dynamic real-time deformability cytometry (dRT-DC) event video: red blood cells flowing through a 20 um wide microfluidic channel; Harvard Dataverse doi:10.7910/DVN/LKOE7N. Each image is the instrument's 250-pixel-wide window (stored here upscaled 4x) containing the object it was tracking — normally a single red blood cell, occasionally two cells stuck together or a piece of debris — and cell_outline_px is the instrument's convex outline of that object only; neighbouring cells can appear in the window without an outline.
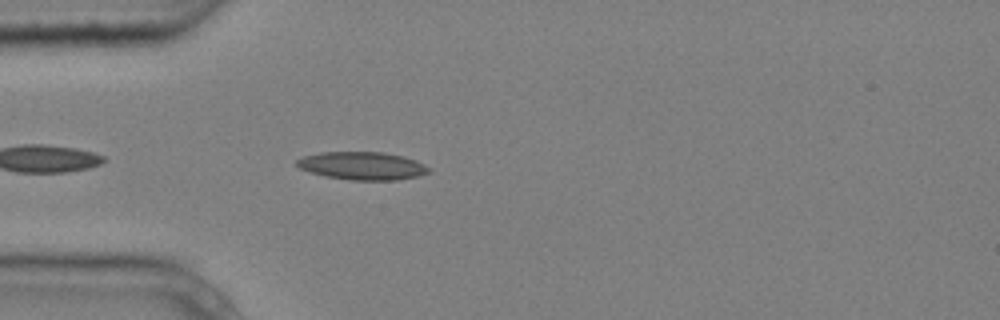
{"species": "common noctule bat (a hibernating species)", "species_latin": "Nyctalus noctula", "temperature_condition": "cold", "stored_images_in_passage": 2, "camera_frame_rate_fps": 3000, "um_per_image_px": 0.085, "animal": {"sex": "male", "body_mass_g": 20.4}, "frame": {"image": 1, "passage_image": 2, "time_ms": 0.333, "image_size_px": [1000, 320], "cell_outline_px": [[432, 172], [416, 176], [396, 180], [352, 180], [324, 176], [300, 168], [296, 164], [296, 160], [304, 156], [320, 152], [384, 152], [404, 156], [416, 160], [432, 168]], "centroid_in_image_um": [30.84, 14.09], "position_along_channel_um": 54.2, "area_um2": 21.56}}